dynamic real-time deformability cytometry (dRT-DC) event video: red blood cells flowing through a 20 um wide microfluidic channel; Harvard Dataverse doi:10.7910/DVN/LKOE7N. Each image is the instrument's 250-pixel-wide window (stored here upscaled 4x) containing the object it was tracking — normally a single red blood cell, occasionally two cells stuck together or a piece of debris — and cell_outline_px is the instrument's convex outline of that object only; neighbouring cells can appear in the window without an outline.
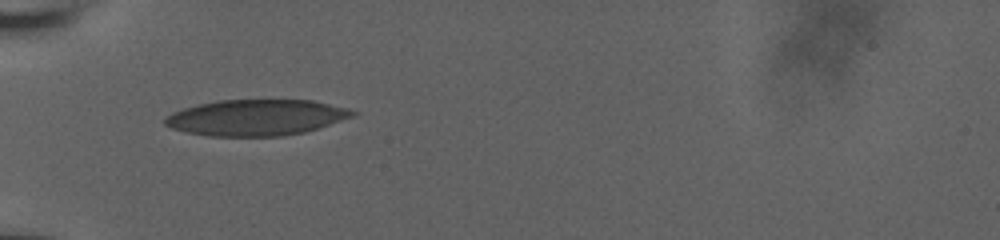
{"species": "human", "species_latin": "Homo sapiens", "temperature_condition": "room temperature", "stored_images_in_passage": 37, "camera_frame_rate_fps": 3000, "um_per_image_px": 0.085, "donor": {"sex": "male"}, "frame": {"image": 1, "passage_image": 1, "time_ms": 0.0, "image_size_px": [1000, 240], "cell_outline_px": [[360, 112], [356, 116], [304, 132], [280, 136], [208, 136], [184, 132], [172, 128], [164, 124], [164, 116], [172, 112], [184, 108], [200, 104], [220, 100], [312, 100], [348, 108]], "centroid_in_image_um": [21.79, 9.99], "position_along_channel_um": 63.2, "area_um2": 39.48}}
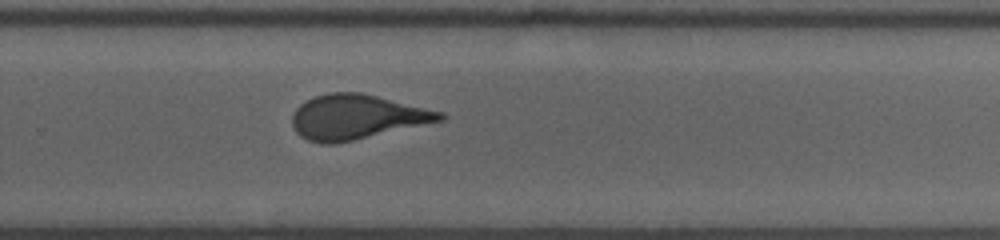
{"frame": {"image": 2, "passage_image": 20, "time_ms": 6.333, "image_size_px": [1000, 240], "cell_outline_px": [[448, 116], [444, 120], [336, 144], [320, 144], [308, 140], [300, 136], [296, 132], [292, 124], [292, 116], [296, 108], [300, 104], [316, 96], [328, 92], [360, 92], [444, 112]], "centroid_in_image_um": [30.32, 9.95], "position_along_channel_um": 299.5, "area_um2": 38.44}}
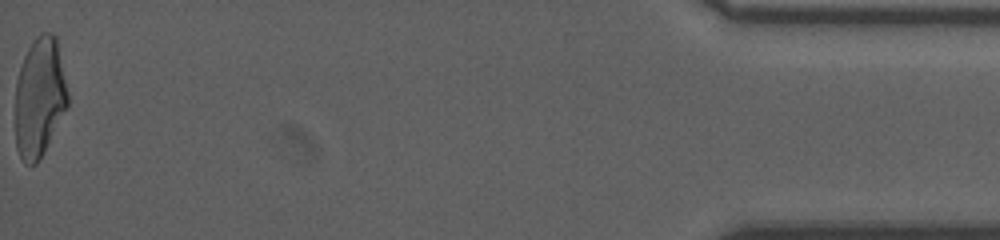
{"frame": {"image": 3, "passage_image": 37, "time_ms": 12.0, "image_size_px": [1000, 240], "cell_outline_px": [[68, 108], [44, 152], [36, 164], [24, 164], [16, 148], [16, 80], [24, 56], [32, 40], [40, 32], [52, 32], [56, 36], [68, 92]], "centroid_in_image_um": [3.37, 8.27], "position_along_channel_um": 431.8, "area_um2": 36.82}, "authors_computed_cell_mechanics": {"area_um2": 38.437, "velocity_mm_per_s": 3.8578, "shape_relaxation_time_tau1_ms": 9.4553, "shape_relaxation_time_tau2_ms": 0.8443, "deformation_change_tau1": 0.2429, "deformation_change_tau2": 0.0761}}